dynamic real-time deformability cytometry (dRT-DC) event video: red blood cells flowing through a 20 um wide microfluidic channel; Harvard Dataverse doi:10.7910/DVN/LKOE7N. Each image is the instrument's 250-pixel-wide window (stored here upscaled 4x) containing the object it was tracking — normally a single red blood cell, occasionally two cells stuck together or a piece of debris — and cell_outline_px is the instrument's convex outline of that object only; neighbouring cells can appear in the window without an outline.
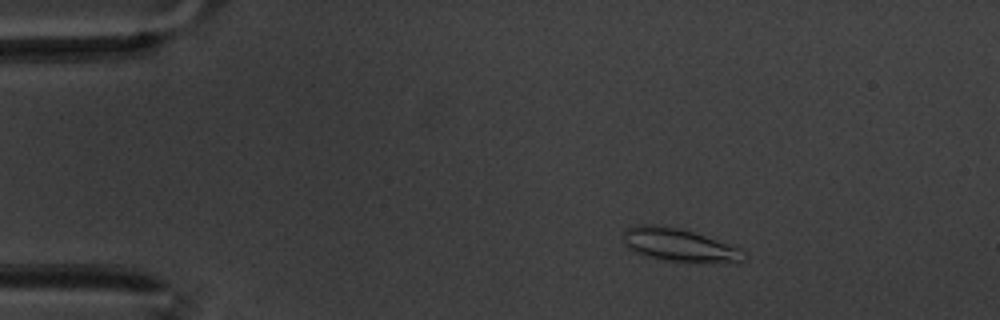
{"species": "common noctule bat (a hibernating species)", "species_latin": "Nyctalus noctula", "temperature_condition": "warm", "stored_images_in_passage": 59, "camera_frame_rate_fps": 3000, "um_per_image_px": 0.085, "animal": {"sex": "male", "body_mass_g": 20.1, "forearm_length_mm": 53.5}, "frame": {"image": 1, "passage_image": 9, "time_ms": 2.667, "image_size_px": [1000, 320], "cell_outline_px": [[748, 260], [740, 264], [736, 264], [656, 260], [636, 252], [628, 248], [624, 244], [624, 232], [628, 228], [636, 224], [652, 224], [680, 228], [740, 248], [748, 256]], "centroid_in_image_um": [57.81, 20.87], "position_along_channel_um": 27.2, "area_um2": 23.7}}
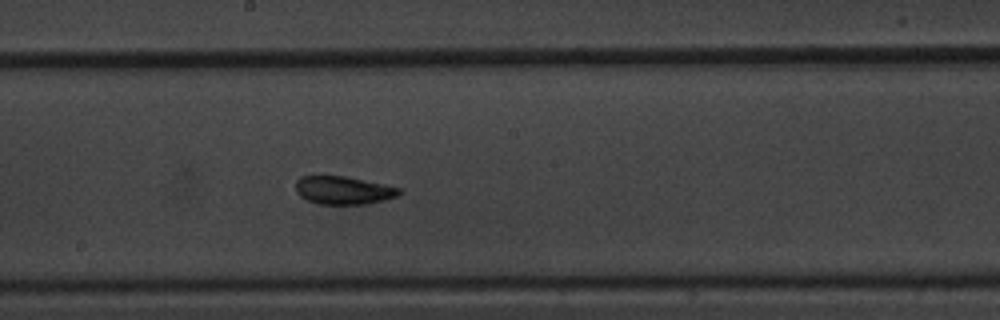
{"frame": {"image": 2, "passage_image": 32, "time_ms": 10.333, "image_size_px": [1000, 320], "cell_outline_px": [[400, 192], [396, 196], [384, 200], [364, 204], [320, 204], [308, 200], [300, 196], [296, 192], [296, 180], [300, 176], [344, 176], [400, 188]], "centroid_in_image_um": [29.14, 16.17], "position_along_channel_um": 219.1, "area_um2": 16.65}}
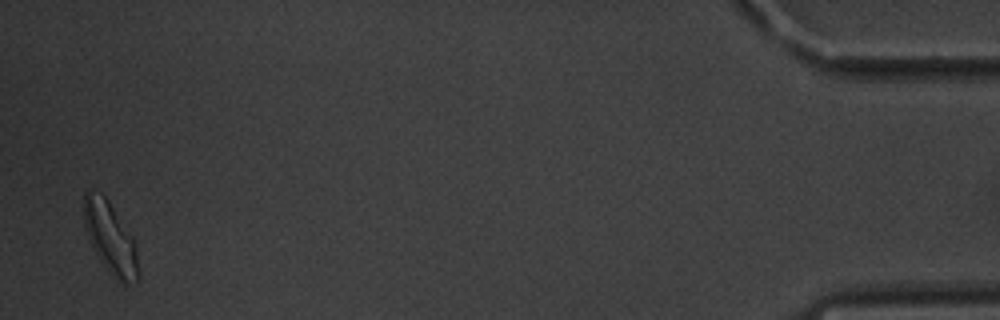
{"frame": {"image": 3, "passage_image": 58, "time_ms": 19.0, "image_size_px": [1000, 320], "cell_outline_px": [[140, 276], [136, 280], [124, 284], [120, 284], [116, 280], [100, 260], [84, 228], [84, 192], [88, 188], [100, 192], [108, 200], [132, 236], [136, 244], [140, 272]], "centroid_in_image_um": [9.39, 20.22], "position_along_channel_um": 425.8, "area_um2": 22.77}, "authors_computed_cell_mechanics": {"area_um2": 18.207, "velocity_mm_per_s": 3.3554, "shape_relaxation_time_tau1_ms": 3.5733, "shape_relaxation_time_tau2_ms": 2.9593, "deformation_change_tau1": 0.1087, "deformation_change_tau2": 0.0808}}